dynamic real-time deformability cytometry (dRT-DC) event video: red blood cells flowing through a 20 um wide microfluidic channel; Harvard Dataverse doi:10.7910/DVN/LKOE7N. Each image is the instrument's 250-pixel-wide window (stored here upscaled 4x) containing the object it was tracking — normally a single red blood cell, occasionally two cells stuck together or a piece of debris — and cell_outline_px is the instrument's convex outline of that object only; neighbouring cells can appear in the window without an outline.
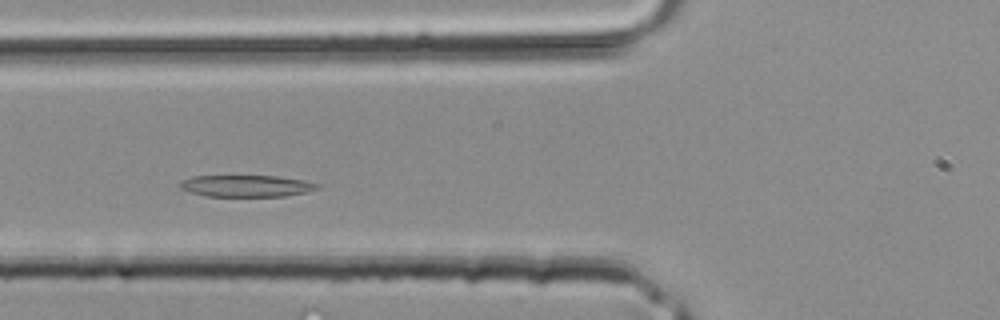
{"species": "common noctule bat (a hibernating species)", "species_latin": "Nyctalus noctula", "temperature_condition": "room temperature", "stored_images_in_passage": 32, "camera_frame_rate_fps": 3000, "um_per_image_px": 0.085, "animal": {"sex": "male", "body_mass_g": 20.4}, "frame": {"image": 1, "passage_image": 8, "time_ms": 2.333, "image_size_px": [1000, 320], "cell_outline_px": [[320, 188], [308, 192], [284, 196], [208, 196], [192, 192], [180, 188], [180, 184], [184, 180], [192, 176], [276, 176], [304, 180], [320, 184]], "centroid_in_image_um": [21.01, 15.8], "position_along_channel_um": 104.8, "area_um2": 17.22}}
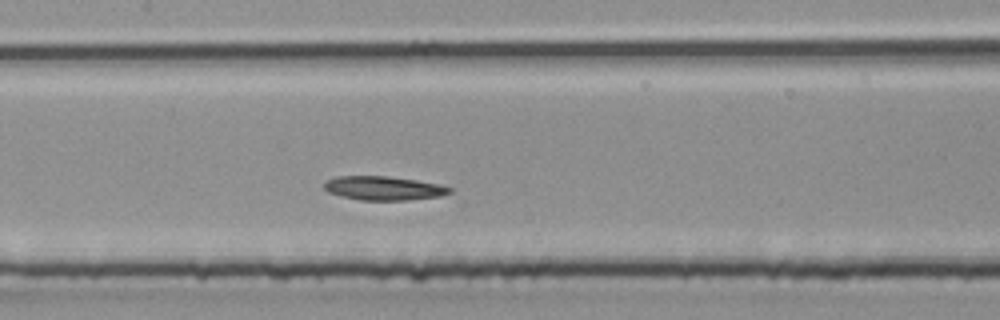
{"frame": {"image": 2, "passage_image": 12, "time_ms": 3.667, "image_size_px": [1000, 320], "cell_outline_px": [[452, 192], [440, 196], [408, 200], [360, 200], [340, 196], [328, 192], [324, 188], [324, 184], [328, 180], [336, 176], [388, 176], [416, 180], [440, 184], [452, 188]], "centroid_in_image_um": [32.62, 15.99], "position_along_channel_um": 174.8, "area_um2": 17.51}}
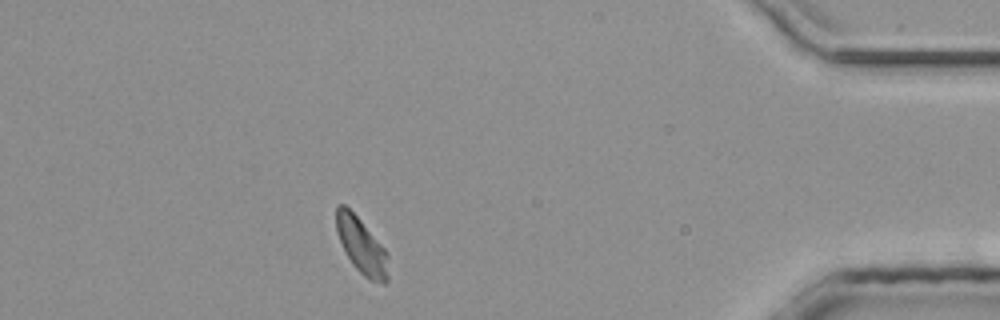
{"frame": {"image": 3, "passage_image": 28, "time_ms": 9.0, "image_size_px": [1000, 320], "cell_outline_px": [[388, 280], [384, 284], [368, 280], [352, 264], [336, 232], [336, 204], [344, 204], [360, 220], [388, 252]], "centroid_in_image_um": [30.74, 20.92], "position_along_channel_um": 404.5, "area_um2": 16.82}}